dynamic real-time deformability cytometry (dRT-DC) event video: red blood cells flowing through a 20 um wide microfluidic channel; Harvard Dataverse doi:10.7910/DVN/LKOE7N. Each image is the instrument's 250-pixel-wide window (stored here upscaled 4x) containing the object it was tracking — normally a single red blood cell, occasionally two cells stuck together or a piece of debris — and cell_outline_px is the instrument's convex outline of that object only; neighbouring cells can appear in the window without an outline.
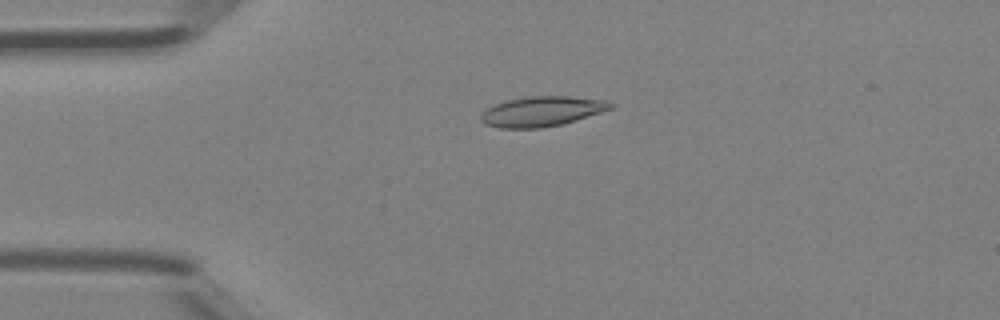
{"species": "Egyptian fruit bat (a non-hibernating species)", "species_latin": "Rousettus aegyptiacus", "temperature_condition": "room temperature", "stored_images_in_passage": 3, "camera_frame_rate_fps": 3000, "um_per_image_px": 0.085, "animal": {"sex": "female"}, "frame": {"image": 1, "passage_image": 1, "time_ms": 0.0, "image_size_px": [1000, 320], "cell_outline_px": [[616, 104], [612, 108], [564, 124], [540, 128], [500, 128], [484, 124], [480, 120], [480, 116], [488, 108], [496, 104], [508, 100], [528, 96], [568, 96], [604, 100]], "centroid_in_image_um": [46.06, 9.47], "position_along_channel_um": 38.9, "area_um2": 22.54}}
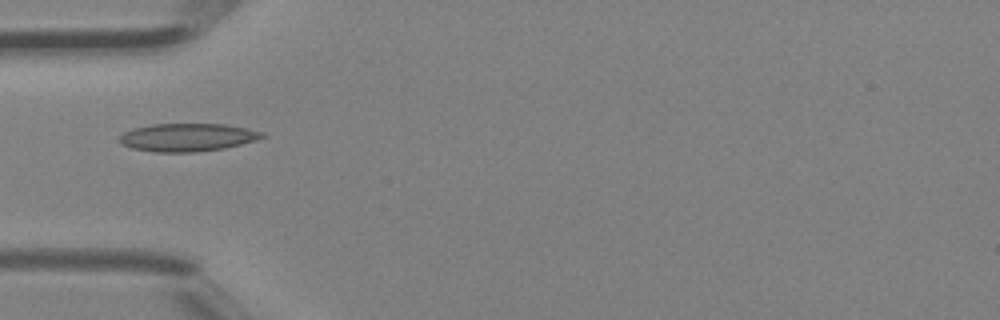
{"frame": {"image": 2, "passage_image": 2, "time_ms": 0.333, "image_size_px": [1000, 320], "cell_outline_px": [[264, 136], [256, 140], [224, 148], [196, 152], [156, 152], [132, 148], [120, 144], [120, 136], [124, 132], [132, 128], [152, 124], [224, 124], [264, 132]], "centroid_in_image_um": [15.9, 11.67], "position_along_channel_um": 69.1, "area_um2": 23.12}}
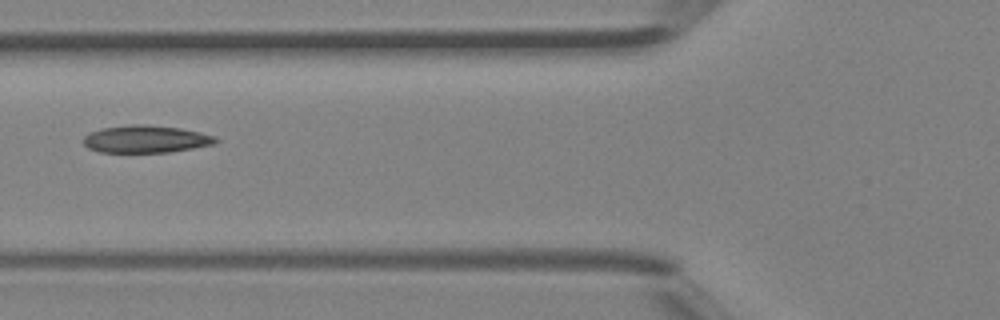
{"frame": {"image": 3, "passage_image": 3, "time_ms": 0.667, "image_size_px": [1000, 320], "cell_outline_px": [[220, 140], [216, 144], [168, 152], [100, 152], [88, 148], [84, 144], [84, 136], [88, 132], [104, 128], [132, 124], [144, 124], [180, 128], [200, 132], [216, 136]], "centroid_in_image_um": [12.42, 11.82], "position_along_channel_um": 113.4, "area_um2": 21.15}}